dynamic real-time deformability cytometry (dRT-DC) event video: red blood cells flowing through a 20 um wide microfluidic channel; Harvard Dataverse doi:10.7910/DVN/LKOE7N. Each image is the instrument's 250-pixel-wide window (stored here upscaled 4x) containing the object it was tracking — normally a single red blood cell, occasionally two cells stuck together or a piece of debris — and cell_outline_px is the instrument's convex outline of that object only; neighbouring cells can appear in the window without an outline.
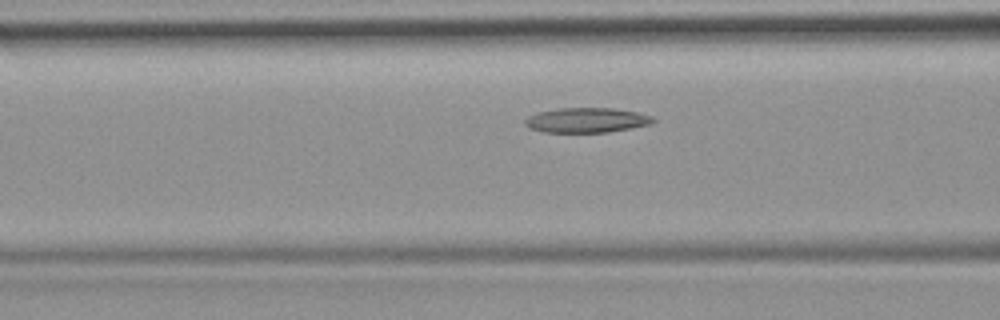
{"species": "common noctule bat (a hibernating species)", "species_latin": "Nyctalus noctula", "temperature_condition": "room temperature", "stored_images_in_passage": 25, "camera_frame_rate_fps": 3000, "um_per_image_px": 0.085, "animal": {"sex": "female", "body_mass_g": 19.9}, "frame": {"image": 1, "passage_image": 4, "time_ms": 1.0, "image_size_px": [1000, 320], "cell_outline_px": [[656, 120], [652, 124], [632, 128], [608, 132], [544, 132], [528, 128], [524, 124], [524, 120], [528, 116], [540, 112], [560, 108], [612, 108], [636, 112], [652, 116]], "centroid_in_image_um": [49.87, 10.22], "position_along_channel_um": 116.7, "area_um2": 18.55}}
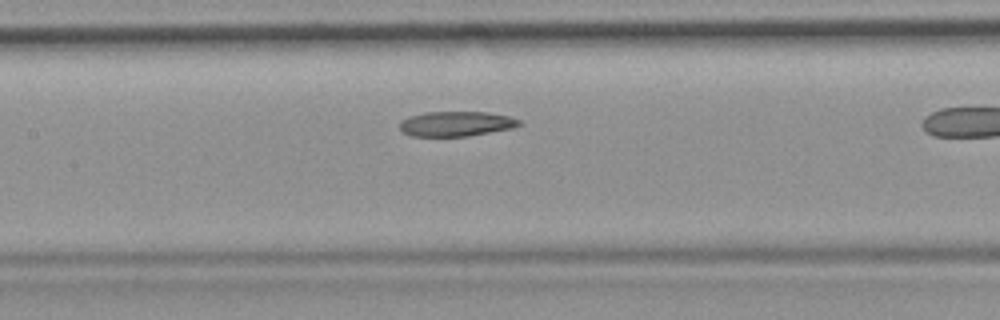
{"frame": {"image": 2, "passage_image": 8, "time_ms": 2.333, "image_size_px": [1000, 320], "cell_outline_px": [[524, 124], [512, 128], [468, 136], [412, 136], [404, 132], [400, 128], [400, 120], [408, 116], [424, 112], [488, 112], [508, 116], [520, 120]], "centroid_in_image_um": [38.77, 10.51], "position_along_channel_um": 168.6, "area_um2": 17.4}}